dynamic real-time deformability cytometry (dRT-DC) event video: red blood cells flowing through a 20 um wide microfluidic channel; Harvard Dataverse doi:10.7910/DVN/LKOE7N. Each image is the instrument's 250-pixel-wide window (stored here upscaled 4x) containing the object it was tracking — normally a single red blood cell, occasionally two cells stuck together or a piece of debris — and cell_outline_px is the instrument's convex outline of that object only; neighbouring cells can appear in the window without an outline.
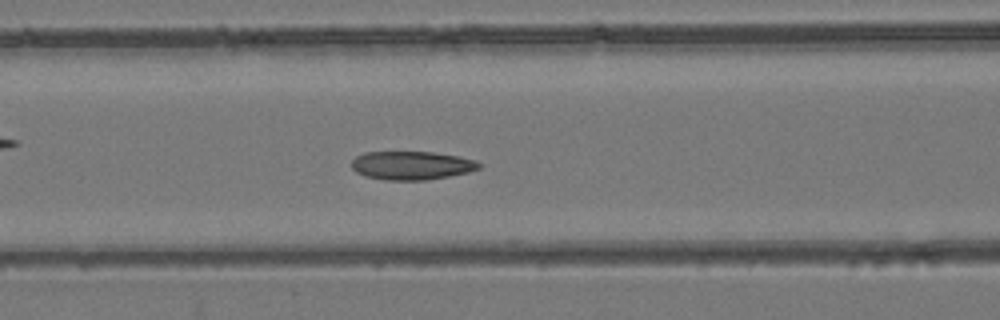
{"species": "common noctule bat (a hibernating species)", "species_latin": "Nyctalus noctula", "temperature_condition": "room temperature", "stored_images_in_passage": 54, "camera_frame_rate_fps": 3000, "um_per_image_px": 0.085, "animal": {"sex": "female", "body_mass_g": 24.6, "forearm_length_mm": 56.2}, "frame": {"image": 1, "passage_image": 22, "time_ms": 7.0, "image_size_px": [1000, 320], "cell_outline_px": [[484, 164], [480, 168], [468, 172], [448, 176], [424, 180], [384, 180], [364, 176], [356, 172], [352, 168], [352, 160], [356, 156], [364, 152], [432, 152], [456, 156], [476, 160]], "centroid_in_image_um": [34.98, 14.06], "position_along_channel_um": 131.6, "area_um2": 21.21}}
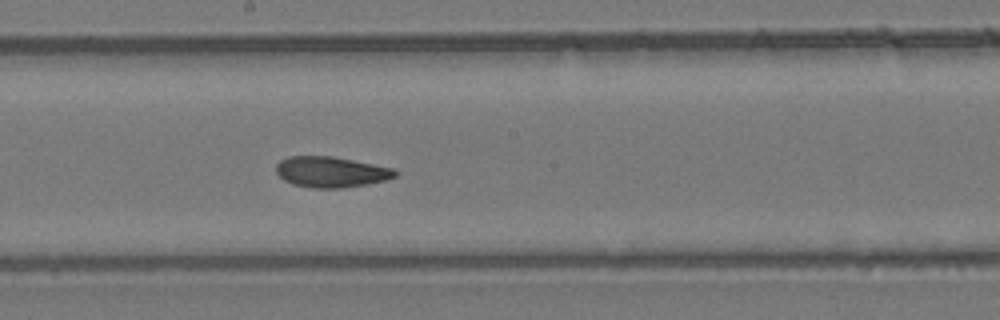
{"frame": {"image": 2, "passage_image": 29, "time_ms": 9.333, "image_size_px": [1000, 320], "cell_outline_px": [[400, 172], [396, 176], [384, 180], [368, 184], [340, 188], [312, 188], [292, 184], [284, 180], [276, 172], [276, 164], [280, 160], [288, 156], [332, 156], [396, 168]], "centroid_in_image_um": [28.16, 14.61], "position_along_channel_um": 220.0, "area_um2": 21.5}}
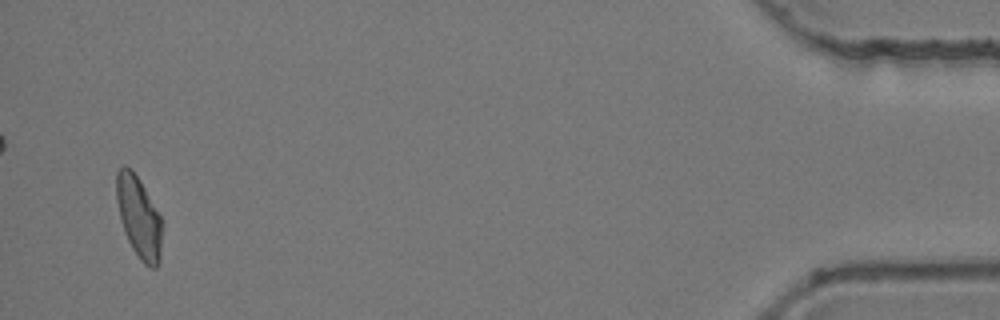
{"frame": {"image": 3, "passage_image": 52, "time_ms": 17.0, "image_size_px": [1000, 320], "cell_outline_px": [[160, 260], [156, 268], [148, 268], [140, 260], [132, 248], [124, 232], [116, 200], [116, 172], [124, 164], [132, 168], [140, 180], [160, 216]], "centroid_in_image_um": [11.77, 18.43], "position_along_channel_um": 423.4, "area_um2": 21.44}, "authors_computed_cell_mechanics": {"area_um2": 21.8484, "velocity_mm_per_s": 3.8006, "shape_relaxation_time_tau1_ms": null, "shape_relaxation_time_tau2_ms": 2.47, "deformation_change_tau1": null, "deformation_change_tau2": 0.0829}}